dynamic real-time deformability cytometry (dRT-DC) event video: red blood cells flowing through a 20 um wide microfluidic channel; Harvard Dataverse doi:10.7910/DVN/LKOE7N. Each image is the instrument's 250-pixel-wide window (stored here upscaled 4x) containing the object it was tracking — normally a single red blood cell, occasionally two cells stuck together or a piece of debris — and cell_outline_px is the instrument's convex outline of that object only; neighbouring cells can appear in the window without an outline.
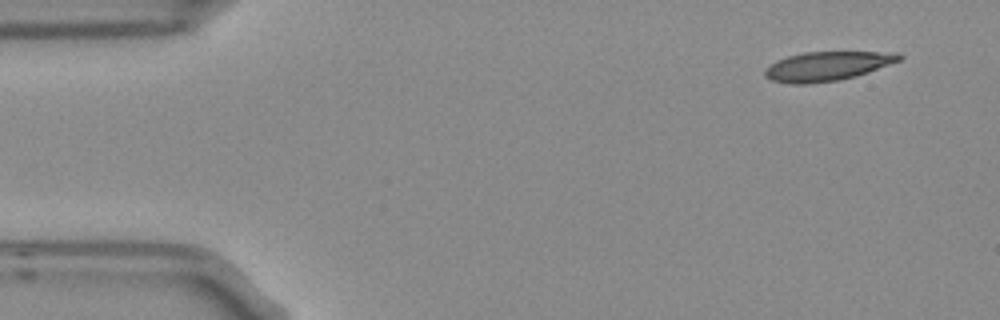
{"species": "Egyptian fruit bat (a non-hibernating species)", "species_latin": "Rousettus aegyptiacus", "temperature_condition": "room temperature", "stored_images_in_passage": 4, "camera_frame_rate_fps": 3000, "um_per_image_px": 0.085, "frame": {"image": 1, "passage_image": 1, "time_ms": 0.0, "image_size_px": [1000, 320], "cell_outline_px": [[904, 56], [900, 60], [868, 72], [856, 76], [840, 80], [808, 84], [792, 84], [772, 80], [764, 76], [764, 68], [776, 60], [788, 56], [804, 52], [900, 52]], "centroid_in_image_um": [70.3, 5.62], "position_along_channel_um": 14.7, "area_um2": 22.95}}
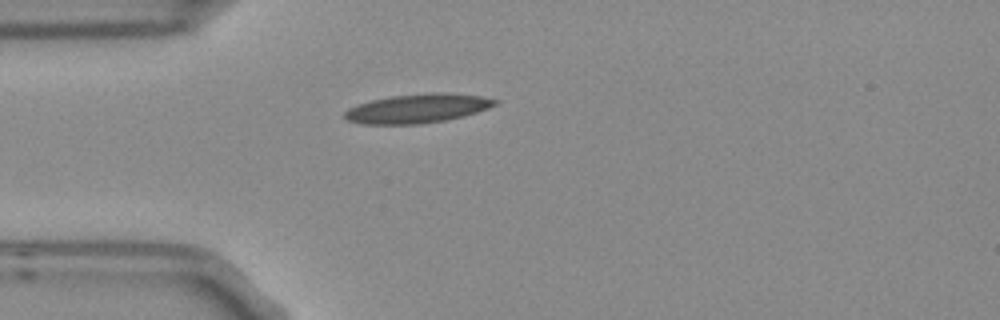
{"frame": {"image": 2, "passage_image": 4, "time_ms": 1.0, "image_size_px": [1000, 320], "cell_outline_px": [[500, 100], [496, 104], [488, 108], [464, 116], [444, 120], [420, 124], [364, 124], [348, 120], [344, 116], [344, 112], [348, 108], [356, 104], [372, 100], [392, 96], [428, 92], [448, 92], [480, 96]], "centroid_in_image_um": [35.49, 9.21], "position_along_channel_um": 49.5, "area_um2": 25.49}}